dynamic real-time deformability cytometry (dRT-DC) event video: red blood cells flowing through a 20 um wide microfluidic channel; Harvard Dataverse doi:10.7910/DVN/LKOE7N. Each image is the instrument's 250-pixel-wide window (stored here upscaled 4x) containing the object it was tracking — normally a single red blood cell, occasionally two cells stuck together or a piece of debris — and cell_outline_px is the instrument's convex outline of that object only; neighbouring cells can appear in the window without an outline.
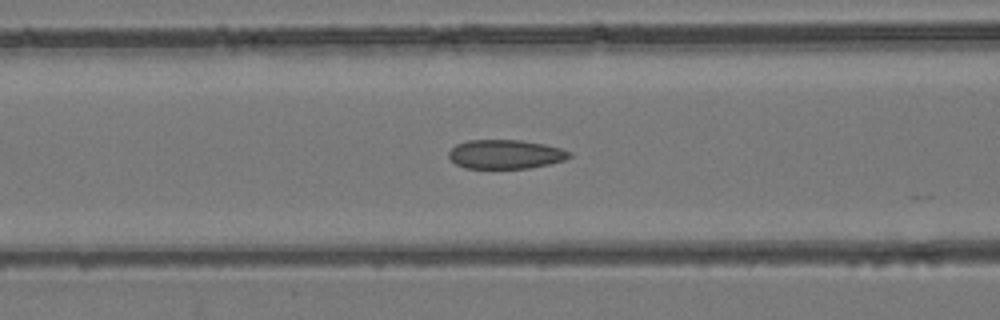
{"species": "common noctule bat (a hibernating species)", "species_latin": "Nyctalus noctula", "temperature_condition": "room temperature", "stored_images_in_passage": 20, "camera_frame_rate_fps": 3000, "um_per_image_px": 0.085, "animal": {"sex": "female", "body_mass_g": 24.6, "forearm_length_mm": 56.2}, "frame": {"image": 1, "passage_image": 11, "time_ms": 3.333, "image_size_px": [1000, 320], "cell_outline_px": [[572, 156], [564, 160], [548, 164], [528, 168], [464, 168], [456, 164], [448, 156], [448, 152], [456, 144], [468, 140], [520, 140], [544, 144], [560, 148], [572, 152]], "centroid_in_image_um": [42.96, 13.11], "position_along_channel_um": 123.6, "area_um2": 20.4}}
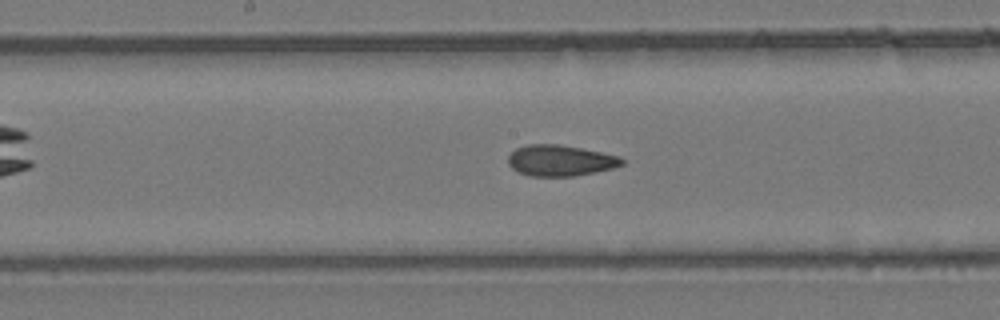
{"frame": {"image": 2, "passage_image": 16, "time_ms": 5.0, "image_size_px": [1000, 320], "cell_outline_px": [[624, 164], [612, 168], [596, 172], [572, 176], [528, 176], [512, 168], [508, 164], [508, 156], [516, 148], [528, 144], [560, 144], [620, 156], [624, 160]], "centroid_in_image_um": [47.62, 13.64], "position_along_channel_um": 200.6, "area_um2": 20.52}}
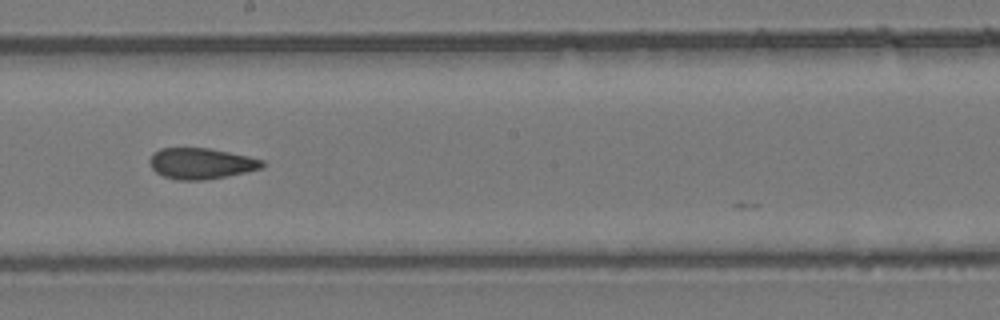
{"frame": {"image": 3, "passage_image": 18, "time_ms": 5.667, "image_size_px": [1000, 320], "cell_outline_px": [[264, 164], [260, 168], [244, 172], [204, 180], [176, 180], [164, 176], [156, 172], [152, 168], [148, 160], [152, 152], [160, 148], [208, 148], [248, 156], [264, 160]], "centroid_in_image_um": [17.03, 13.89], "position_along_channel_um": 231.2, "area_um2": 20.17}}